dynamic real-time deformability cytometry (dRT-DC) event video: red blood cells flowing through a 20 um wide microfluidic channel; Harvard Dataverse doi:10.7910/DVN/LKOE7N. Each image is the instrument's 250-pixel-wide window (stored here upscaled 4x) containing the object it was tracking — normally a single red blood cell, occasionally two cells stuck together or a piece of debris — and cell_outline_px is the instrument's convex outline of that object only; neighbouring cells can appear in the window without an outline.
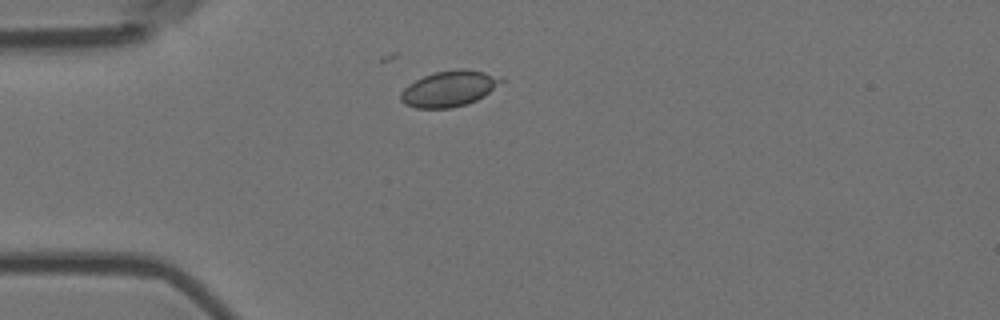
{"species": "Egyptian fruit bat (a non-hibernating species)", "species_latin": "Rousettus aegyptiacus", "temperature_condition": "room temperature", "stored_images_in_passage": 4, "camera_frame_rate_fps": 3000, "um_per_image_px": 0.085, "animal": {"sex": "female"}, "frame": {"image": 1, "passage_image": 1, "time_ms": 0.0, "image_size_px": [1000, 320], "cell_outline_px": [[504, 80], [484, 96], [476, 100], [452, 108], [416, 108], [404, 104], [400, 100], [400, 92], [408, 84], [424, 76], [436, 72], [460, 68], [464, 68], [504, 76]], "centroid_in_image_um": [38.18, 7.53], "position_along_channel_um": 46.8, "area_um2": 20.98}}